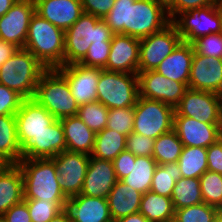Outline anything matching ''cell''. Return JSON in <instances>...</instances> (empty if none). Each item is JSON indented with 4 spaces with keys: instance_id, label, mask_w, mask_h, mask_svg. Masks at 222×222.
<instances>
[{
    "instance_id": "obj_46",
    "label": "cell",
    "mask_w": 222,
    "mask_h": 222,
    "mask_svg": "<svg viewBox=\"0 0 222 222\" xmlns=\"http://www.w3.org/2000/svg\"><path fill=\"white\" fill-rule=\"evenodd\" d=\"M83 11L103 19L112 9L115 0H80Z\"/></svg>"
},
{
    "instance_id": "obj_50",
    "label": "cell",
    "mask_w": 222,
    "mask_h": 222,
    "mask_svg": "<svg viewBox=\"0 0 222 222\" xmlns=\"http://www.w3.org/2000/svg\"><path fill=\"white\" fill-rule=\"evenodd\" d=\"M18 49L19 47L13 43L0 39V66L3 65L12 55H14Z\"/></svg>"
},
{
    "instance_id": "obj_44",
    "label": "cell",
    "mask_w": 222,
    "mask_h": 222,
    "mask_svg": "<svg viewBox=\"0 0 222 222\" xmlns=\"http://www.w3.org/2000/svg\"><path fill=\"white\" fill-rule=\"evenodd\" d=\"M24 98L16 91L0 84V116L15 115Z\"/></svg>"
},
{
    "instance_id": "obj_1",
    "label": "cell",
    "mask_w": 222,
    "mask_h": 222,
    "mask_svg": "<svg viewBox=\"0 0 222 222\" xmlns=\"http://www.w3.org/2000/svg\"><path fill=\"white\" fill-rule=\"evenodd\" d=\"M103 20L114 34L138 39L162 30L171 22L167 10L154 0H115Z\"/></svg>"
},
{
    "instance_id": "obj_5",
    "label": "cell",
    "mask_w": 222,
    "mask_h": 222,
    "mask_svg": "<svg viewBox=\"0 0 222 222\" xmlns=\"http://www.w3.org/2000/svg\"><path fill=\"white\" fill-rule=\"evenodd\" d=\"M32 99L58 120L78 113L79 105L71 94L69 84L56 68L42 73Z\"/></svg>"
},
{
    "instance_id": "obj_2",
    "label": "cell",
    "mask_w": 222,
    "mask_h": 222,
    "mask_svg": "<svg viewBox=\"0 0 222 222\" xmlns=\"http://www.w3.org/2000/svg\"><path fill=\"white\" fill-rule=\"evenodd\" d=\"M17 164L23 176L24 200L68 201L61 190L56 165L51 158L21 159Z\"/></svg>"
},
{
    "instance_id": "obj_39",
    "label": "cell",
    "mask_w": 222,
    "mask_h": 222,
    "mask_svg": "<svg viewBox=\"0 0 222 222\" xmlns=\"http://www.w3.org/2000/svg\"><path fill=\"white\" fill-rule=\"evenodd\" d=\"M28 207L32 222H49L66 208L67 202H45V200H23Z\"/></svg>"
},
{
    "instance_id": "obj_28",
    "label": "cell",
    "mask_w": 222,
    "mask_h": 222,
    "mask_svg": "<svg viewBox=\"0 0 222 222\" xmlns=\"http://www.w3.org/2000/svg\"><path fill=\"white\" fill-rule=\"evenodd\" d=\"M139 213L149 222H173L175 209L171 198L150 190L142 195Z\"/></svg>"
},
{
    "instance_id": "obj_16",
    "label": "cell",
    "mask_w": 222,
    "mask_h": 222,
    "mask_svg": "<svg viewBox=\"0 0 222 222\" xmlns=\"http://www.w3.org/2000/svg\"><path fill=\"white\" fill-rule=\"evenodd\" d=\"M34 13V0H17L10 10L0 17V39L24 48L30 19Z\"/></svg>"
},
{
    "instance_id": "obj_24",
    "label": "cell",
    "mask_w": 222,
    "mask_h": 222,
    "mask_svg": "<svg viewBox=\"0 0 222 222\" xmlns=\"http://www.w3.org/2000/svg\"><path fill=\"white\" fill-rule=\"evenodd\" d=\"M193 56V44L181 41L174 51L157 66L155 71L170 80L188 86Z\"/></svg>"
},
{
    "instance_id": "obj_25",
    "label": "cell",
    "mask_w": 222,
    "mask_h": 222,
    "mask_svg": "<svg viewBox=\"0 0 222 222\" xmlns=\"http://www.w3.org/2000/svg\"><path fill=\"white\" fill-rule=\"evenodd\" d=\"M69 152L91 155L94 148L95 133L77 116L60 119Z\"/></svg>"
},
{
    "instance_id": "obj_56",
    "label": "cell",
    "mask_w": 222,
    "mask_h": 222,
    "mask_svg": "<svg viewBox=\"0 0 222 222\" xmlns=\"http://www.w3.org/2000/svg\"><path fill=\"white\" fill-rule=\"evenodd\" d=\"M213 222H222V209L218 211Z\"/></svg>"
},
{
    "instance_id": "obj_22",
    "label": "cell",
    "mask_w": 222,
    "mask_h": 222,
    "mask_svg": "<svg viewBox=\"0 0 222 222\" xmlns=\"http://www.w3.org/2000/svg\"><path fill=\"white\" fill-rule=\"evenodd\" d=\"M35 12L66 31L84 13L80 0H34Z\"/></svg>"
},
{
    "instance_id": "obj_41",
    "label": "cell",
    "mask_w": 222,
    "mask_h": 222,
    "mask_svg": "<svg viewBox=\"0 0 222 222\" xmlns=\"http://www.w3.org/2000/svg\"><path fill=\"white\" fill-rule=\"evenodd\" d=\"M110 46L111 42L92 43L79 64L85 67L104 69L109 57Z\"/></svg>"
},
{
    "instance_id": "obj_31",
    "label": "cell",
    "mask_w": 222,
    "mask_h": 222,
    "mask_svg": "<svg viewBox=\"0 0 222 222\" xmlns=\"http://www.w3.org/2000/svg\"><path fill=\"white\" fill-rule=\"evenodd\" d=\"M157 165L153 157H136L135 162H132L130 174L121 181L134 190L145 194L150 191Z\"/></svg>"
},
{
    "instance_id": "obj_48",
    "label": "cell",
    "mask_w": 222,
    "mask_h": 222,
    "mask_svg": "<svg viewBox=\"0 0 222 222\" xmlns=\"http://www.w3.org/2000/svg\"><path fill=\"white\" fill-rule=\"evenodd\" d=\"M208 170L222 174V138L207 148Z\"/></svg>"
},
{
    "instance_id": "obj_18",
    "label": "cell",
    "mask_w": 222,
    "mask_h": 222,
    "mask_svg": "<svg viewBox=\"0 0 222 222\" xmlns=\"http://www.w3.org/2000/svg\"><path fill=\"white\" fill-rule=\"evenodd\" d=\"M221 124H208L187 116H174L173 130L183 146L208 148L221 136Z\"/></svg>"
},
{
    "instance_id": "obj_43",
    "label": "cell",
    "mask_w": 222,
    "mask_h": 222,
    "mask_svg": "<svg viewBox=\"0 0 222 222\" xmlns=\"http://www.w3.org/2000/svg\"><path fill=\"white\" fill-rule=\"evenodd\" d=\"M155 139L132 132L126 137V150L136 157H152Z\"/></svg>"
},
{
    "instance_id": "obj_20",
    "label": "cell",
    "mask_w": 222,
    "mask_h": 222,
    "mask_svg": "<svg viewBox=\"0 0 222 222\" xmlns=\"http://www.w3.org/2000/svg\"><path fill=\"white\" fill-rule=\"evenodd\" d=\"M112 161L89 157V163L80 194L107 198L117 182Z\"/></svg>"
},
{
    "instance_id": "obj_21",
    "label": "cell",
    "mask_w": 222,
    "mask_h": 222,
    "mask_svg": "<svg viewBox=\"0 0 222 222\" xmlns=\"http://www.w3.org/2000/svg\"><path fill=\"white\" fill-rule=\"evenodd\" d=\"M63 151H66L64 130L56 119L22 150V159L53 158Z\"/></svg>"
},
{
    "instance_id": "obj_23",
    "label": "cell",
    "mask_w": 222,
    "mask_h": 222,
    "mask_svg": "<svg viewBox=\"0 0 222 222\" xmlns=\"http://www.w3.org/2000/svg\"><path fill=\"white\" fill-rule=\"evenodd\" d=\"M65 209L74 222H113L107 198L79 194L68 198Z\"/></svg>"
},
{
    "instance_id": "obj_29",
    "label": "cell",
    "mask_w": 222,
    "mask_h": 222,
    "mask_svg": "<svg viewBox=\"0 0 222 222\" xmlns=\"http://www.w3.org/2000/svg\"><path fill=\"white\" fill-rule=\"evenodd\" d=\"M0 155L11 164H17L22 159L15 115L0 116Z\"/></svg>"
},
{
    "instance_id": "obj_47",
    "label": "cell",
    "mask_w": 222,
    "mask_h": 222,
    "mask_svg": "<svg viewBox=\"0 0 222 222\" xmlns=\"http://www.w3.org/2000/svg\"><path fill=\"white\" fill-rule=\"evenodd\" d=\"M135 159V155L128 150H124L112 161L117 180H121L130 174L132 162H135Z\"/></svg>"
},
{
    "instance_id": "obj_54",
    "label": "cell",
    "mask_w": 222,
    "mask_h": 222,
    "mask_svg": "<svg viewBox=\"0 0 222 222\" xmlns=\"http://www.w3.org/2000/svg\"><path fill=\"white\" fill-rule=\"evenodd\" d=\"M11 163L5 159L2 155H0V173H2Z\"/></svg>"
},
{
    "instance_id": "obj_3",
    "label": "cell",
    "mask_w": 222,
    "mask_h": 222,
    "mask_svg": "<svg viewBox=\"0 0 222 222\" xmlns=\"http://www.w3.org/2000/svg\"><path fill=\"white\" fill-rule=\"evenodd\" d=\"M24 48L30 51L46 69L63 66L65 31L35 12L30 19Z\"/></svg>"
},
{
    "instance_id": "obj_38",
    "label": "cell",
    "mask_w": 222,
    "mask_h": 222,
    "mask_svg": "<svg viewBox=\"0 0 222 222\" xmlns=\"http://www.w3.org/2000/svg\"><path fill=\"white\" fill-rule=\"evenodd\" d=\"M220 209L201 203L175 210L173 222H213Z\"/></svg>"
},
{
    "instance_id": "obj_59",
    "label": "cell",
    "mask_w": 222,
    "mask_h": 222,
    "mask_svg": "<svg viewBox=\"0 0 222 222\" xmlns=\"http://www.w3.org/2000/svg\"><path fill=\"white\" fill-rule=\"evenodd\" d=\"M0 222H5L2 217H0Z\"/></svg>"
},
{
    "instance_id": "obj_6",
    "label": "cell",
    "mask_w": 222,
    "mask_h": 222,
    "mask_svg": "<svg viewBox=\"0 0 222 222\" xmlns=\"http://www.w3.org/2000/svg\"><path fill=\"white\" fill-rule=\"evenodd\" d=\"M45 70L46 68L30 51L19 48L0 66V84L16 91L24 99H31Z\"/></svg>"
},
{
    "instance_id": "obj_30",
    "label": "cell",
    "mask_w": 222,
    "mask_h": 222,
    "mask_svg": "<svg viewBox=\"0 0 222 222\" xmlns=\"http://www.w3.org/2000/svg\"><path fill=\"white\" fill-rule=\"evenodd\" d=\"M126 150V136L105 128L95 134L93 158L113 161L122 151Z\"/></svg>"
},
{
    "instance_id": "obj_8",
    "label": "cell",
    "mask_w": 222,
    "mask_h": 222,
    "mask_svg": "<svg viewBox=\"0 0 222 222\" xmlns=\"http://www.w3.org/2000/svg\"><path fill=\"white\" fill-rule=\"evenodd\" d=\"M175 108L161 101L138 97L134 106L133 132L157 139L173 130Z\"/></svg>"
},
{
    "instance_id": "obj_32",
    "label": "cell",
    "mask_w": 222,
    "mask_h": 222,
    "mask_svg": "<svg viewBox=\"0 0 222 222\" xmlns=\"http://www.w3.org/2000/svg\"><path fill=\"white\" fill-rule=\"evenodd\" d=\"M182 178H200L207 170V148L183 146L178 159Z\"/></svg>"
},
{
    "instance_id": "obj_42",
    "label": "cell",
    "mask_w": 222,
    "mask_h": 222,
    "mask_svg": "<svg viewBox=\"0 0 222 222\" xmlns=\"http://www.w3.org/2000/svg\"><path fill=\"white\" fill-rule=\"evenodd\" d=\"M192 44L198 54L222 59V33L202 36Z\"/></svg>"
},
{
    "instance_id": "obj_53",
    "label": "cell",
    "mask_w": 222,
    "mask_h": 222,
    "mask_svg": "<svg viewBox=\"0 0 222 222\" xmlns=\"http://www.w3.org/2000/svg\"><path fill=\"white\" fill-rule=\"evenodd\" d=\"M17 0H0V17L5 15Z\"/></svg>"
},
{
    "instance_id": "obj_14",
    "label": "cell",
    "mask_w": 222,
    "mask_h": 222,
    "mask_svg": "<svg viewBox=\"0 0 222 222\" xmlns=\"http://www.w3.org/2000/svg\"><path fill=\"white\" fill-rule=\"evenodd\" d=\"M17 137L22 150L50 126L56 118L34 99H24L15 114Z\"/></svg>"
},
{
    "instance_id": "obj_58",
    "label": "cell",
    "mask_w": 222,
    "mask_h": 222,
    "mask_svg": "<svg viewBox=\"0 0 222 222\" xmlns=\"http://www.w3.org/2000/svg\"><path fill=\"white\" fill-rule=\"evenodd\" d=\"M220 129H221V136H222V114H221V125H220Z\"/></svg>"
},
{
    "instance_id": "obj_7",
    "label": "cell",
    "mask_w": 222,
    "mask_h": 222,
    "mask_svg": "<svg viewBox=\"0 0 222 222\" xmlns=\"http://www.w3.org/2000/svg\"><path fill=\"white\" fill-rule=\"evenodd\" d=\"M139 97L138 74L101 69L97 101L108 109L134 107Z\"/></svg>"
},
{
    "instance_id": "obj_36",
    "label": "cell",
    "mask_w": 222,
    "mask_h": 222,
    "mask_svg": "<svg viewBox=\"0 0 222 222\" xmlns=\"http://www.w3.org/2000/svg\"><path fill=\"white\" fill-rule=\"evenodd\" d=\"M108 112L106 106L96 101L80 105L77 116L96 134L106 128Z\"/></svg>"
},
{
    "instance_id": "obj_57",
    "label": "cell",
    "mask_w": 222,
    "mask_h": 222,
    "mask_svg": "<svg viewBox=\"0 0 222 222\" xmlns=\"http://www.w3.org/2000/svg\"><path fill=\"white\" fill-rule=\"evenodd\" d=\"M218 10L221 17V23H222V0H218ZM221 33H222V28H221Z\"/></svg>"
},
{
    "instance_id": "obj_12",
    "label": "cell",
    "mask_w": 222,
    "mask_h": 222,
    "mask_svg": "<svg viewBox=\"0 0 222 222\" xmlns=\"http://www.w3.org/2000/svg\"><path fill=\"white\" fill-rule=\"evenodd\" d=\"M139 97L161 101L175 108L184 96L188 86L170 80L155 70L138 72Z\"/></svg>"
},
{
    "instance_id": "obj_35",
    "label": "cell",
    "mask_w": 222,
    "mask_h": 222,
    "mask_svg": "<svg viewBox=\"0 0 222 222\" xmlns=\"http://www.w3.org/2000/svg\"><path fill=\"white\" fill-rule=\"evenodd\" d=\"M182 178L178 163L157 165L150 190L158 195L171 198L176 181Z\"/></svg>"
},
{
    "instance_id": "obj_9",
    "label": "cell",
    "mask_w": 222,
    "mask_h": 222,
    "mask_svg": "<svg viewBox=\"0 0 222 222\" xmlns=\"http://www.w3.org/2000/svg\"><path fill=\"white\" fill-rule=\"evenodd\" d=\"M177 17L171 22L184 42L193 43L202 36L221 33L222 23L218 0L208 6L182 12Z\"/></svg>"
},
{
    "instance_id": "obj_19",
    "label": "cell",
    "mask_w": 222,
    "mask_h": 222,
    "mask_svg": "<svg viewBox=\"0 0 222 222\" xmlns=\"http://www.w3.org/2000/svg\"><path fill=\"white\" fill-rule=\"evenodd\" d=\"M139 45L138 38L126 34H114L104 70L138 74Z\"/></svg>"
},
{
    "instance_id": "obj_4",
    "label": "cell",
    "mask_w": 222,
    "mask_h": 222,
    "mask_svg": "<svg viewBox=\"0 0 222 222\" xmlns=\"http://www.w3.org/2000/svg\"><path fill=\"white\" fill-rule=\"evenodd\" d=\"M114 33L103 19L83 13L65 31L64 65L79 63L92 43L111 42Z\"/></svg>"
},
{
    "instance_id": "obj_27",
    "label": "cell",
    "mask_w": 222,
    "mask_h": 222,
    "mask_svg": "<svg viewBox=\"0 0 222 222\" xmlns=\"http://www.w3.org/2000/svg\"><path fill=\"white\" fill-rule=\"evenodd\" d=\"M23 200L22 172L18 164H11L0 173V217Z\"/></svg>"
},
{
    "instance_id": "obj_13",
    "label": "cell",
    "mask_w": 222,
    "mask_h": 222,
    "mask_svg": "<svg viewBox=\"0 0 222 222\" xmlns=\"http://www.w3.org/2000/svg\"><path fill=\"white\" fill-rule=\"evenodd\" d=\"M90 155L63 151L51 158L60 178V187L67 198L79 195L82 191Z\"/></svg>"
},
{
    "instance_id": "obj_10",
    "label": "cell",
    "mask_w": 222,
    "mask_h": 222,
    "mask_svg": "<svg viewBox=\"0 0 222 222\" xmlns=\"http://www.w3.org/2000/svg\"><path fill=\"white\" fill-rule=\"evenodd\" d=\"M182 41L172 22L162 30L140 39L138 72L155 70Z\"/></svg>"
},
{
    "instance_id": "obj_34",
    "label": "cell",
    "mask_w": 222,
    "mask_h": 222,
    "mask_svg": "<svg viewBox=\"0 0 222 222\" xmlns=\"http://www.w3.org/2000/svg\"><path fill=\"white\" fill-rule=\"evenodd\" d=\"M183 143L177 133L171 130L160 135L154 142L153 159L157 164L176 163L181 155Z\"/></svg>"
},
{
    "instance_id": "obj_37",
    "label": "cell",
    "mask_w": 222,
    "mask_h": 222,
    "mask_svg": "<svg viewBox=\"0 0 222 222\" xmlns=\"http://www.w3.org/2000/svg\"><path fill=\"white\" fill-rule=\"evenodd\" d=\"M203 203L222 209V174L207 170L200 178Z\"/></svg>"
},
{
    "instance_id": "obj_49",
    "label": "cell",
    "mask_w": 222,
    "mask_h": 222,
    "mask_svg": "<svg viewBox=\"0 0 222 222\" xmlns=\"http://www.w3.org/2000/svg\"><path fill=\"white\" fill-rule=\"evenodd\" d=\"M1 217L5 222H32L27 204L24 201L13 205Z\"/></svg>"
},
{
    "instance_id": "obj_17",
    "label": "cell",
    "mask_w": 222,
    "mask_h": 222,
    "mask_svg": "<svg viewBox=\"0 0 222 222\" xmlns=\"http://www.w3.org/2000/svg\"><path fill=\"white\" fill-rule=\"evenodd\" d=\"M188 88L222 95V59L203 56L194 50Z\"/></svg>"
},
{
    "instance_id": "obj_45",
    "label": "cell",
    "mask_w": 222,
    "mask_h": 222,
    "mask_svg": "<svg viewBox=\"0 0 222 222\" xmlns=\"http://www.w3.org/2000/svg\"><path fill=\"white\" fill-rule=\"evenodd\" d=\"M217 0H174L173 4L167 9L170 21L182 12L190 9L201 8L214 4Z\"/></svg>"
},
{
    "instance_id": "obj_52",
    "label": "cell",
    "mask_w": 222,
    "mask_h": 222,
    "mask_svg": "<svg viewBox=\"0 0 222 222\" xmlns=\"http://www.w3.org/2000/svg\"><path fill=\"white\" fill-rule=\"evenodd\" d=\"M71 218L69 212L63 209L55 217H53L49 222H70Z\"/></svg>"
},
{
    "instance_id": "obj_55",
    "label": "cell",
    "mask_w": 222,
    "mask_h": 222,
    "mask_svg": "<svg viewBox=\"0 0 222 222\" xmlns=\"http://www.w3.org/2000/svg\"><path fill=\"white\" fill-rule=\"evenodd\" d=\"M154 1L162 5L167 10L173 4L174 0H154Z\"/></svg>"
},
{
    "instance_id": "obj_51",
    "label": "cell",
    "mask_w": 222,
    "mask_h": 222,
    "mask_svg": "<svg viewBox=\"0 0 222 222\" xmlns=\"http://www.w3.org/2000/svg\"><path fill=\"white\" fill-rule=\"evenodd\" d=\"M115 222H149L147 218L141 213H135L126 217L120 218Z\"/></svg>"
},
{
    "instance_id": "obj_40",
    "label": "cell",
    "mask_w": 222,
    "mask_h": 222,
    "mask_svg": "<svg viewBox=\"0 0 222 222\" xmlns=\"http://www.w3.org/2000/svg\"><path fill=\"white\" fill-rule=\"evenodd\" d=\"M134 107L109 109L106 128L126 137L133 132Z\"/></svg>"
},
{
    "instance_id": "obj_15",
    "label": "cell",
    "mask_w": 222,
    "mask_h": 222,
    "mask_svg": "<svg viewBox=\"0 0 222 222\" xmlns=\"http://www.w3.org/2000/svg\"><path fill=\"white\" fill-rule=\"evenodd\" d=\"M56 69L66 78L71 94L79 106L97 101V86L101 68L72 63Z\"/></svg>"
},
{
    "instance_id": "obj_26",
    "label": "cell",
    "mask_w": 222,
    "mask_h": 222,
    "mask_svg": "<svg viewBox=\"0 0 222 222\" xmlns=\"http://www.w3.org/2000/svg\"><path fill=\"white\" fill-rule=\"evenodd\" d=\"M142 193L118 180L108 194L107 201L113 222L139 212Z\"/></svg>"
},
{
    "instance_id": "obj_33",
    "label": "cell",
    "mask_w": 222,
    "mask_h": 222,
    "mask_svg": "<svg viewBox=\"0 0 222 222\" xmlns=\"http://www.w3.org/2000/svg\"><path fill=\"white\" fill-rule=\"evenodd\" d=\"M171 200L174 209L203 203L200 180L198 178H180L172 190Z\"/></svg>"
},
{
    "instance_id": "obj_11",
    "label": "cell",
    "mask_w": 222,
    "mask_h": 222,
    "mask_svg": "<svg viewBox=\"0 0 222 222\" xmlns=\"http://www.w3.org/2000/svg\"><path fill=\"white\" fill-rule=\"evenodd\" d=\"M222 95L188 88L174 116H187L208 124H221Z\"/></svg>"
}]
</instances>
